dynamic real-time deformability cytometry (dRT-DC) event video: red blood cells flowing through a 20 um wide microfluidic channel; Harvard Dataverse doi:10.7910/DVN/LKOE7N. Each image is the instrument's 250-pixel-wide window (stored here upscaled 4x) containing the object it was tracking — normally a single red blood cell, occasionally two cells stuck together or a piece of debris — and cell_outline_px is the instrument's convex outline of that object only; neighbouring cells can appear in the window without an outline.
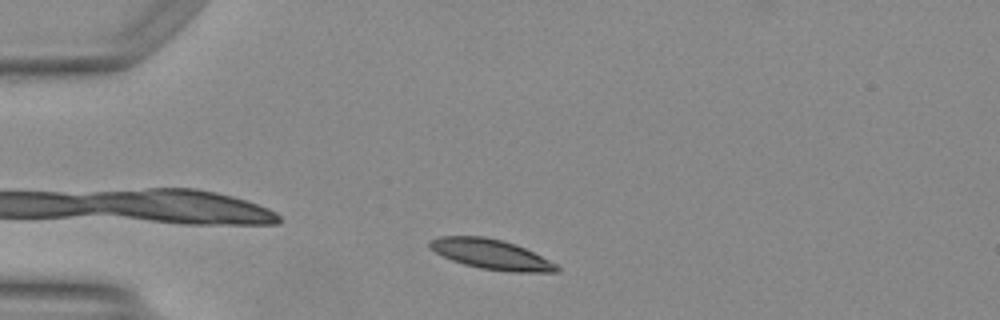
{"species": "Egyptian fruit bat (a non-hibernating species)", "species_latin": "Rousettus aegyptiacus", "temperature_condition": "warm", "stored_images_in_passage": 20, "camera_frame_rate_fps": 3000, "um_per_image_px": 0.085, "animal": {"sex": "female"}, "frame": {"image": 1, "passage_image": 5, "time_ms": 1.333, "image_size_px": [1000, 320], "cell_outline_px": [[560, 272], [508, 272], [480, 268], [464, 264], [452, 260], [428, 248], [428, 244], [432, 240], [440, 236], [484, 236], [516, 244], [556, 264], [560, 268]], "centroid_in_image_um": [41.74, 21.62], "position_along_channel_um": 43.3, "area_um2": 21.96}}
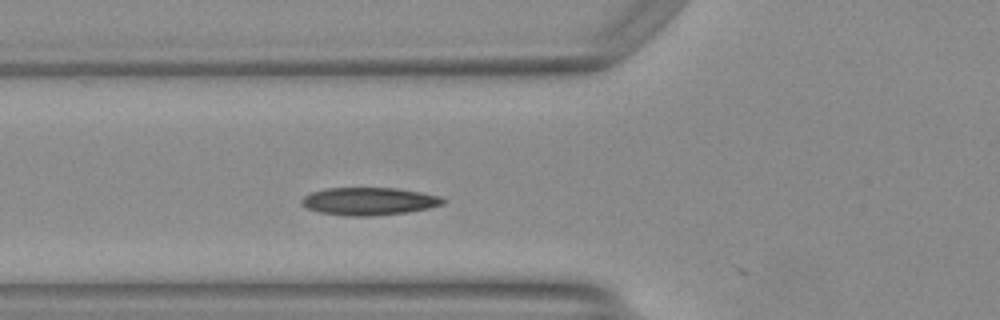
{"frame": {"image": 2, "passage_image": 11, "time_ms": 3.333, "image_size_px": [1000, 320], "cell_outline_px": [[448, 200], [444, 204], [428, 208], [404, 212], [372, 216], [344, 216], [320, 212], [308, 208], [300, 204], [300, 200], [304, 196], [312, 192], [328, 188], [396, 188], [420, 192], [440, 196]], "centroid_in_image_um": [31.37, 17.11], "position_along_channel_um": 94.4, "area_um2": 22.77}}
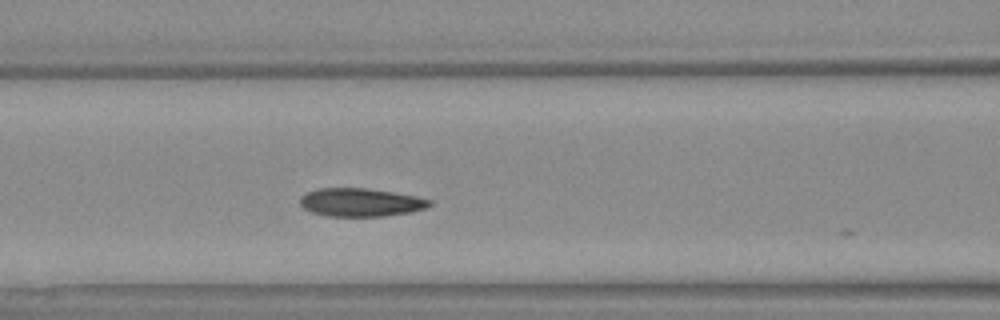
{"frame": {"image": 3, "passage_image": 14, "time_ms": 4.333, "image_size_px": [1000, 320], "cell_outline_px": [[432, 204], [424, 208], [408, 212], [384, 216], [328, 216], [312, 212], [304, 208], [300, 204], [300, 196], [316, 188], [368, 188], [416, 196], [432, 200]], "centroid_in_image_um": [30.63, 17.19], "position_along_channel_um": 136.0, "area_um2": 21.21}}